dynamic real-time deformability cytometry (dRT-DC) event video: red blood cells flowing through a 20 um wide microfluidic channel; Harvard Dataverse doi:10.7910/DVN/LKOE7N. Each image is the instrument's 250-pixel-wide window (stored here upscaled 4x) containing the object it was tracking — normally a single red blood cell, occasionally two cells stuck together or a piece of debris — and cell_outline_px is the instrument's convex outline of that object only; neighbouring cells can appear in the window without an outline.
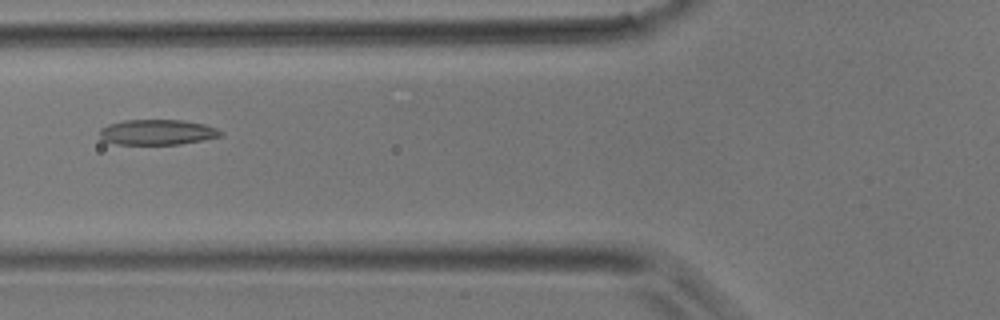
{"species": "common noctule bat (a hibernating species)", "species_latin": "Nyctalus noctula", "temperature_condition": "room temperature", "stored_images_in_passage": 5, "camera_frame_rate_fps": 3000, "um_per_image_px": 0.085, "animal": {"sex": "male", "body_mass_g": 17.9}, "frame": {"image": 1, "passage_image": 5, "time_ms": 1.333, "image_size_px": [1000, 320], "cell_outline_px": [[224, 136], [180, 144], [116, 144], [104, 140], [100, 136], [100, 128], [108, 124], [124, 120], [184, 120], [204, 124], [216, 128], [224, 132]], "centroid_in_image_um": [13.4, 11.23], "position_along_channel_um": 112.4, "area_um2": 17.92}}